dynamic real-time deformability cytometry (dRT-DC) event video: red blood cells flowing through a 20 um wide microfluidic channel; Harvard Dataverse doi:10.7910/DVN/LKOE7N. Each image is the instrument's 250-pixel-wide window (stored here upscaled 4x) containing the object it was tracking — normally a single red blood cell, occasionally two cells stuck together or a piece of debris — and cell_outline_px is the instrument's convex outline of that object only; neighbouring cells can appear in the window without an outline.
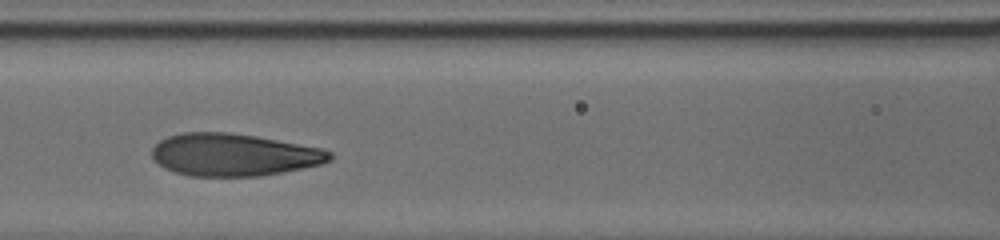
{"species": "human", "species_latin": "Homo sapiens", "temperature_condition": "cold", "stored_images_in_passage": 7, "segment_of_instrument_passage": [1, 2], "camera_frame_rate_fps": 3000, "um_per_image_px": 0.085, "donor": {"sex": "male"}, "frame": {"image": 1, "passage_image": 3, "time_ms": 2.0, "image_size_px": [1000, 240], "cell_outline_px": [[332, 160], [320, 164], [260, 176], [188, 176], [164, 168], [152, 160], [152, 148], [160, 140], [168, 136], [184, 132], [228, 132], [256, 136], [320, 148], [332, 152]], "centroid_in_image_um": [19.82, 13.15], "position_along_channel_um": 146.8, "area_um2": 43.81}}
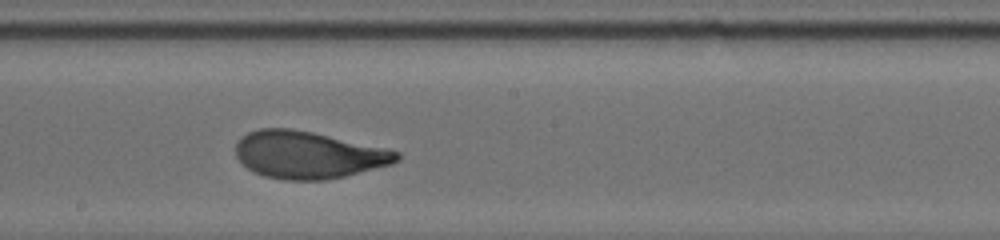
{"frame": {"image": 2, "passage_image": 5, "time_ms": 4.0, "image_size_px": [1000, 240], "cell_outline_px": [[400, 160], [392, 164], [328, 180], [284, 180], [264, 176], [252, 172], [236, 156], [236, 140], [240, 136], [248, 132], [260, 128], [292, 128], [312, 132], [388, 148], [400, 152]], "centroid_in_image_um": [26.19, 13.16], "position_along_channel_um": 222.0, "area_um2": 44.62}}
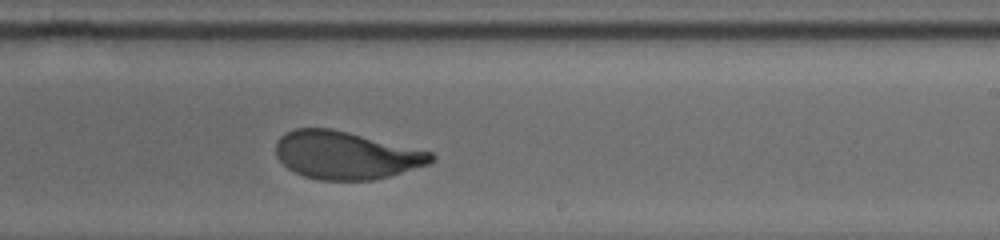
{"frame": {"image": 3, "passage_image": 6, "time_ms": 5.0, "image_size_px": [1000, 240], "cell_outline_px": [[436, 160], [432, 164], [388, 176], [372, 180], [320, 180], [304, 176], [288, 168], [276, 156], [276, 140], [280, 136], [296, 128], [332, 128], [432, 152], [436, 156]], "centroid_in_image_um": [29.43, 13.19], "position_along_channel_um": 259.6, "area_um2": 43.29}}